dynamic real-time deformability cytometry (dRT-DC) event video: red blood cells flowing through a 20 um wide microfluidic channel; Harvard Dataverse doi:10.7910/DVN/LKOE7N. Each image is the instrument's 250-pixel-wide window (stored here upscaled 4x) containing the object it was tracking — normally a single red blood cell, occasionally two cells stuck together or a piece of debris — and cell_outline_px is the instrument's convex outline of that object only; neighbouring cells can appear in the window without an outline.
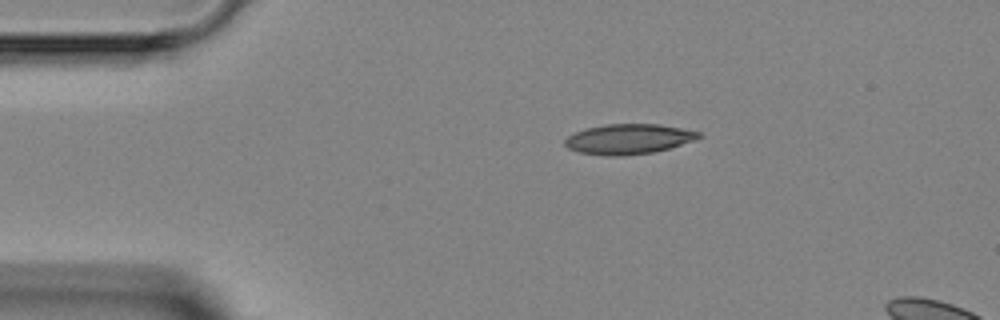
{"species": "Egyptian fruit bat (a non-hibernating species)", "species_latin": "Rousettus aegyptiacus", "temperature_condition": "room temperature", "stored_images_in_passage": 3, "camera_frame_rate_fps": 3000, "um_per_image_px": 0.085, "animal": {"sex": "female"}, "frame": {"image": 1, "passage_image": 1, "time_ms": 0.0, "image_size_px": [1000, 320], "cell_outline_px": [[704, 136], [668, 148], [652, 152], [624, 156], [604, 156], [580, 152], [568, 148], [564, 144], [564, 140], [568, 136], [576, 132], [588, 128], [608, 124], [660, 124], [700, 132]], "centroid_in_image_um": [53.41, 11.82], "position_along_channel_um": 31.6, "area_um2": 23.24}}